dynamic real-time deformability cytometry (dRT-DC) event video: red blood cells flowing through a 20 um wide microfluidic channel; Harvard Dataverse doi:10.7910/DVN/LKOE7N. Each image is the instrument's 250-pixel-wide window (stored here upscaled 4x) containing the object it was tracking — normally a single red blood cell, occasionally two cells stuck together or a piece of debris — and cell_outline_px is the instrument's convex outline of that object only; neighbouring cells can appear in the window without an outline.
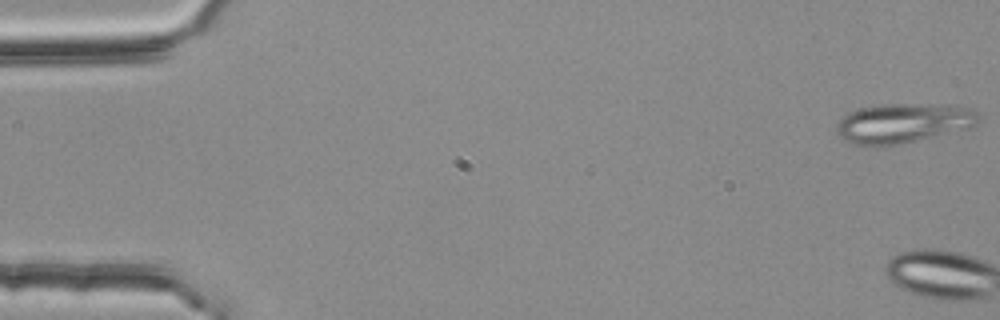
{"species": "common noctule bat (a hibernating species)", "species_latin": "Nyctalus noctula", "temperature_condition": "room temperature", "stored_images_in_passage": 4, "camera_frame_rate_fps": 3000, "um_per_image_px": 0.085, "animal": {"sex": "female", "body_mass_g": 25.1}, "frame": {"image": 1, "passage_image": 1, "time_ms": 0.0, "image_size_px": [1000, 320], "cell_outline_px": [[980, 120], [972, 128], [916, 140], [876, 148], [852, 144], [840, 136], [836, 132], [836, 124], [848, 112], [860, 108], [880, 104], [944, 104], [972, 108], [980, 116]], "centroid_in_image_um": [76.77, 10.47], "position_along_channel_um": 8.2, "area_um2": 33.23}}